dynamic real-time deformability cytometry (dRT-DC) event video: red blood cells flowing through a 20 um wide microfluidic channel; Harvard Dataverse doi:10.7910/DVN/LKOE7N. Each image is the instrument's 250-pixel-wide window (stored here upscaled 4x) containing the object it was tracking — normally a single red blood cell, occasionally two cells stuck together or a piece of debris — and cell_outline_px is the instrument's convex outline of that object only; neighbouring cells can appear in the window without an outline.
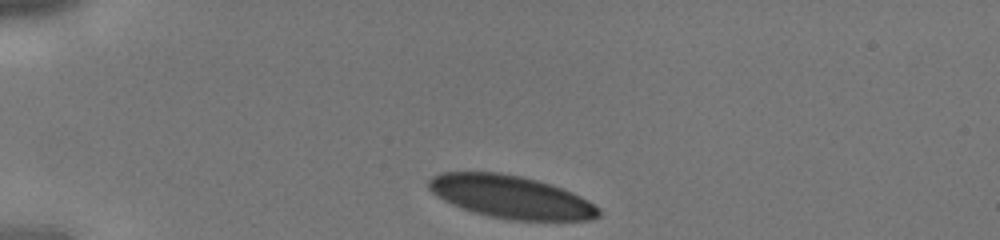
{"species": "human", "species_latin": "Homo sapiens", "temperature_condition": "cold", "stored_images_in_passage": 2, "camera_frame_rate_fps": 3000, "um_per_image_px": 0.085, "donor": {"sex": "male"}, "frame": {"image": 1, "passage_image": 1, "time_ms": 0.0, "image_size_px": [1000, 240], "cell_outline_px": [[600, 216], [588, 220], [512, 220], [488, 216], [472, 212], [452, 204], [436, 196], [428, 188], [428, 180], [432, 176], [440, 172], [500, 172], [520, 176], [536, 180], [572, 192], [588, 200], [600, 212]], "centroid_in_image_um": [43.37, 16.73], "position_along_channel_um": 41.6, "area_um2": 42.14}}